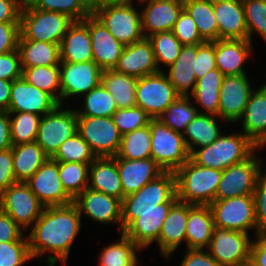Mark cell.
<instances>
[{
    "mask_svg": "<svg viewBox=\"0 0 266 266\" xmlns=\"http://www.w3.org/2000/svg\"><path fill=\"white\" fill-rule=\"evenodd\" d=\"M197 45H183L177 60L167 67L166 75L175 90L184 96H189L195 89L197 78L195 76V59Z\"/></svg>",
    "mask_w": 266,
    "mask_h": 266,
    "instance_id": "obj_32",
    "label": "cell"
},
{
    "mask_svg": "<svg viewBox=\"0 0 266 266\" xmlns=\"http://www.w3.org/2000/svg\"><path fill=\"white\" fill-rule=\"evenodd\" d=\"M254 45L249 40H215L217 68L224 76L247 74L246 61L252 57Z\"/></svg>",
    "mask_w": 266,
    "mask_h": 266,
    "instance_id": "obj_24",
    "label": "cell"
},
{
    "mask_svg": "<svg viewBox=\"0 0 266 266\" xmlns=\"http://www.w3.org/2000/svg\"><path fill=\"white\" fill-rule=\"evenodd\" d=\"M31 260L27 235L17 242L0 243V266H22Z\"/></svg>",
    "mask_w": 266,
    "mask_h": 266,
    "instance_id": "obj_51",
    "label": "cell"
},
{
    "mask_svg": "<svg viewBox=\"0 0 266 266\" xmlns=\"http://www.w3.org/2000/svg\"><path fill=\"white\" fill-rule=\"evenodd\" d=\"M44 208L25 182H16L0 194V209L25 233L29 232Z\"/></svg>",
    "mask_w": 266,
    "mask_h": 266,
    "instance_id": "obj_11",
    "label": "cell"
},
{
    "mask_svg": "<svg viewBox=\"0 0 266 266\" xmlns=\"http://www.w3.org/2000/svg\"><path fill=\"white\" fill-rule=\"evenodd\" d=\"M123 1H126V2H130V3H134V4H136L137 2H138V4L140 3H142V2H145V1H148V0H123ZM135 1V2H134ZM137 1V2H136Z\"/></svg>",
    "mask_w": 266,
    "mask_h": 266,
    "instance_id": "obj_67",
    "label": "cell"
},
{
    "mask_svg": "<svg viewBox=\"0 0 266 266\" xmlns=\"http://www.w3.org/2000/svg\"><path fill=\"white\" fill-rule=\"evenodd\" d=\"M38 0H18L22 9L32 7Z\"/></svg>",
    "mask_w": 266,
    "mask_h": 266,
    "instance_id": "obj_64",
    "label": "cell"
},
{
    "mask_svg": "<svg viewBox=\"0 0 266 266\" xmlns=\"http://www.w3.org/2000/svg\"><path fill=\"white\" fill-rule=\"evenodd\" d=\"M188 219V203L177 200L168 212L163 222L162 230L158 240L160 256L166 259L186 244V226Z\"/></svg>",
    "mask_w": 266,
    "mask_h": 266,
    "instance_id": "obj_26",
    "label": "cell"
},
{
    "mask_svg": "<svg viewBox=\"0 0 266 266\" xmlns=\"http://www.w3.org/2000/svg\"><path fill=\"white\" fill-rule=\"evenodd\" d=\"M13 172L17 182H25L49 158L34 141L12 146Z\"/></svg>",
    "mask_w": 266,
    "mask_h": 266,
    "instance_id": "obj_36",
    "label": "cell"
},
{
    "mask_svg": "<svg viewBox=\"0 0 266 266\" xmlns=\"http://www.w3.org/2000/svg\"><path fill=\"white\" fill-rule=\"evenodd\" d=\"M123 198L139 191L165 171L151 157L142 160L116 158Z\"/></svg>",
    "mask_w": 266,
    "mask_h": 266,
    "instance_id": "obj_25",
    "label": "cell"
},
{
    "mask_svg": "<svg viewBox=\"0 0 266 266\" xmlns=\"http://www.w3.org/2000/svg\"><path fill=\"white\" fill-rule=\"evenodd\" d=\"M257 146L243 133H222L210 145L194 149L190 159L199 166L224 170L248 159Z\"/></svg>",
    "mask_w": 266,
    "mask_h": 266,
    "instance_id": "obj_3",
    "label": "cell"
},
{
    "mask_svg": "<svg viewBox=\"0 0 266 266\" xmlns=\"http://www.w3.org/2000/svg\"><path fill=\"white\" fill-rule=\"evenodd\" d=\"M179 266H220L206 249H186Z\"/></svg>",
    "mask_w": 266,
    "mask_h": 266,
    "instance_id": "obj_59",
    "label": "cell"
},
{
    "mask_svg": "<svg viewBox=\"0 0 266 266\" xmlns=\"http://www.w3.org/2000/svg\"><path fill=\"white\" fill-rule=\"evenodd\" d=\"M77 132L96 157H115L122 135L112 117L77 116Z\"/></svg>",
    "mask_w": 266,
    "mask_h": 266,
    "instance_id": "obj_12",
    "label": "cell"
},
{
    "mask_svg": "<svg viewBox=\"0 0 266 266\" xmlns=\"http://www.w3.org/2000/svg\"><path fill=\"white\" fill-rule=\"evenodd\" d=\"M248 40L253 43V35L261 36L266 43V0H247L243 2Z\"/></svg>",
    "mask_w": 266,
    "mask_h": 266,
    "instance_id": "obj_49",
    "label": "cell"
},
{
    "mask_svg": "<svg viewBox=\"0 0 266 266\" xmlns=\"http://www.w3.org/2000/svg\"><path fill=\"white\" fill-rule=\"evenodd\" d=\"M184 9L194 20L201 37L208 42L219 40L213 0H183Z\"/></svg>",
    "mask_w": 266,
    "mask_h": 266,
    "instance_id": "obj_39",
    "label": "cell"
},
{
    "mask_svg": "<svg viewBox=\"0 0 266 266\" xmlns=\"http://www.w3.org/2000/svg\"><path fill=\"white\" fill-rule=\"evenodd\" d=\"M258 236L266 243V230L259 232Z\"/></svg>",
    "mask_w": 266,
    "mask_h": 266,
    "instance_id": "obj_65",
    "label": "cell"
},
{
    "mask_svg": "<svg viewBox=\"0 0 266 266\" xmlns=\"http://www.w3.org/2000/svg\"><path fill=\"white\" fill-rule=\"evenodd\" d=\"M22 77L19 50L0 55V79L13 81Z\"/></svg>",
    "mask_w": 266,
    "mask_h": 266,
    "instance_id": "obj_55",
    "label": "cell"
},
{
    "mask_svg": "<svg viewBox=\"0 0 266 266\" xmlns=\"http://www.w3.org/2000/svg\"><path fill=\"white\" fill-rule=\"evenodd\" d=\"M214 227L213 214L209 205H192L188 203L187 249H207Z\"/></svg>",
    "mask_w": 266,
    "mask_h": 266,
    "instance_id": "obj_31",
    "label": "cell"
},
{
    "mask_svg": "<svg viewBox=\"0 0 266 266\" xmlns=\"http://www.w3.org/2000/svg\"><path fill=\"white\" fill-rule=\"evenodd\" d=\"M25 183L45 206H64L73 203L59 178V162L48 158Z\"/></svg>",
    "mask_w": 266,
    "mask_h": 266,
    "instance_id": "obj_17",
    "label": "cell"
},
{
    "mask_svg": "<svg viewBox=\"0 0 266 266\" xmlns=\"http://www.w3.org/2000/svg\"><path fill=\"white\" fill-rule=\"evenodd\" d=\"M60 61L79 63L93 61L89 16L83 21H74L59 44Z\"/></svg>",
    "mask_w": 266,
    "mask_h": 266,
    "instance_id": "obj_27",
    "label": "cell"
},
{
    "mask_svg": "<svg viewBox=\"0 0 266 266\" xmlns=\"http://www.w3.org/2000/svg\"><path fill=\"white\" fill-rule=\"evenodd\" d=\"M138 3L123 0H95L92 15L123 45H131L145 38ZM139 9V10H138Z\"/></svg>",
    "mask_w": 266,
    "mask_h": 266,
    "instance_id": "obj_2",
    "label": "cell"
},
{
    "mask_svg": "<svg viewBox=\"0 0 266 266\" xmlns=\"http://www.w3.org/2000/svg\"><path fill=\"white\" fill-rule=\"evenodd\" d=\"M253 197L255 201L257 228L261 232L266 230V168H263L258 175Z\"/></svg>",
    "mask_w": 266,
    "mask_h": 266,
    "instance_id": "obj_54",
    "label": "cell"
},
{
    "mask_svg": "<svg viewBox=\"0 0 266 266\" xmlns=\"http://www.w3.org/2000/svg\"><path fill=\"white\" fill-rule=\"evenodd\" d=\"M241 122L243 133L258 146L266 138V83L254 89L244 109Z\"/></svg>",
    "mask_w": 266,
    "mask_h": 266,
    "instance_id": "obj_29",
    "label": "cell"
},
{
    "mask_svg": "<svg viewBox=\"0 0 266 266\" xmlns=\"http://www.w3.org/2000/svg\"><path fill=\"white\" fill-rule=\"evenodd\" d=\"M88 188L123 200L116 157H97L90 164Z\"/></svg>",
    "mask_w": 266,
    "mask_h": 266,
    "instance_id": "obj_30",
    "label": "cell"
},
{
    "mask_svg": "<svg viewBox=\"0 0 266 266\" xmlns=\"http://www.w3.org/2000/svg\"><path fill=\"white\" fill-rule=\"evenodd\" d=\"M14 220L0 209V243L20 241L26 233Z\"/></svg>",
    "mask_w": 266,
    "mask_h": 266,
    "instance_id": "obj_57",
    "label": "cell"
},
{
    "mask_svg": "<svg viewBox=\"0 0 266 266\" xmlns=\"http://www.w3.org/2000/svg\"><path fill=\"white\" fill-rule=\"evenodd\" d=\"M219 39L248 40L243 2L241 0H213Z\"/></svg>",
    "mask_w": 266,
    "mask_h": 266,
    "instance_id": "obj_28",
    "label": "cell"
},
{
    "mask_svg": "<svg viewBox=\"0 0 266 266\" xmlns=\"http://www.w3.org/2000/svg\"><path fill=\"white\" fill-rule=\"evenodd\" d=\"M215 41L197 45V57L195 59V76L197 79L206 73L216 69Z\"/></svg>",
    "mask_w": 266,
    "mask_h": 266,
    "instance_id": "obj_53",
    "label": "cell"
},
{
    "mask_svg": "<svg viewBox=\"0 0 266 266\" xmlns=\"http://www.w3.org/2000/svg\"><path fill=\"white\" fill-rule=\"evenodd\" d=\"M256 151L246 160L222 170L215 200L253 195L263 159Z\"/></svg>",
    "mask_w": 266,
    "mask_h": 266,
    "instance_id": "obj_10",
    "label": "cell"
},
{
    "mask_svg": "<svg viewBox=\"0 0 266 266\" xmlns=\"http://www.w3.org/2000/svg\"><path fill=\"white\" fill-rule=\"evenodd\" d=\"M9 117L13 145L31 143L36 140L40 115L29 112H9Z\"/></svg>",
    "mask_w": 266,
    "mask_h": 266,
    "instance_id": "obj_46",
    "label": "cell"
},
{
    "mask_svg": "<svg viewBox=\"0 0 266 266\" xmlns=\"http://www.w3.org/2000/svg\"><path fill=\"white\" fill-rule=\"evenodd\" d=\"M223 77L221 71L216 68L197 79L195 89L189 96L194 105L200 106L198 113L219 116V92Z\"/></svg>",
    "mask_w": 266,
    "mask_h": 266,
    "instance_id": "obj_34",
    "label": "cell"
},
{
    "mask_svg": "<svg viewBox=\"0 0 266 266\" xmlns=\"http://www.w3.org/2000/svg\"><path fill=\"white\" fill-rule=\"evenodd\" d=\"M89 166L77 162H59L61 184L73 200L88 187Z\"/></svg>",
    "mask_w": 266,
    "mask_h": 266,
    "instance_id": "obj_45",
    "label": "cell"
},
{
    "mask_svg": "<svg viewBox=\"0 0 266 266\" xmlns=\"http://www.w3.org/2000/svg\"><path fill=\"white\" fill-rule=\"evenodd\" d=\"M22 77L31 85L50 94L61 105L60 67H22Z\"/></svg>",
    "mask_w": 266,
    "mask_h": 266,
    "instance_id": "obj_41",
    "label": "cell"
},
{
    "mask_svg": "<svg viewBox=\"0 0 266 266\" xmlns=\"http://www.w3.org/2000/svg\"><path fill=\"white\" fill-rule=\"evenodd\" d=\"M148 125L151 130V158L164 171L175 172L190 159L183 134L167 127L159 119H150Z\"/></svg>",
    "mask_w": 266,
    "mask_h": 266,
    "instance_id": "obj_7",
    "label": "cell"
},
{
    "mask_svg": "<svg viewBox=\"0 0 266 266\" xmlns=\"http://www.w3.org/2000/svg\"><path fill=\"white\" fill-rule=\"evenodd\" d=\"M138 79L114 69L103 70L101 83L113 96L119 108L136 106V84Z\"/></svg>",
    "mask_w": 266,
    "mask_h": 266,
    "instance_id": "obj_37",
    "label": "cell"
},
{
    "mask_svg": "<svg viewBox=\"0 0 266 266\" xmlns=\"http://www.w3.org/2000/svg\"><path fill=\"white\" fill-rule=\"evenodd\" d=\"M18 50L21 57V67L60 65L59 44L26 40L20 35Z\"/></svg>",
    "mask_w": 266,
    "mask_h": 266,
    "instance_id": "obj_35",
    "label": "cell"
},
{
    "mask_svg": "<svg viewBox=\"0 0 266 266\" xmlns=\"http://www.w3.org/2000/svg\"><path fill=\"white\" fill-rule=\"evenodd\" d=\"M246 74L224 76L219 92V117L224 123H238L254 90Z\"/></svg>",
    "mask_w": 266,
    "mask_h": 266,
    "instance_id": "obj_18",
    "label": "cell"
},
{
    "mask_svg": "<svg viewBox=\"0 0 266 266\" xmlns=\"http://www.w3.org/2000/svg\"><path fill=\"white\" fill-rule=\"evenodd\" d=\"M180 96L163 71L138 78L136 106L151 119L158 117Z\"/></svg>",
    "mask_w": 266,
    "mask_h": 266,
    "instance_id": "obj_13",
    "label": "cell"
},
{
    "mask_svg": "<svg viewBox=\"0 0 266 266\" xmlns=\"http://www.w3.org/2000/svg\"><path fill=\"white\" fill-rule=\"evenodd\" d=\"M93 61L102 69H114L121 57L123 45L92 14L89 15Z\"/></svg>",
    "mask_w": 266,
    "mask_h": 266,
    "instance_id": "obj_23",
    "label": "cell"
},
{
    "mask_svg": "<svg viewBox=\"0 0 266 266\" xmlns=\"http://www.w3.org/2000/svg\"><path fill=\"white\" fill-rule=\"evenodd\" d=\"M112 118L122 136L147 126L151 119L149 115L138 106L119 108L113 113Z\"/></svg>",
    "mask_w": 266,
    "mask_h": 266,
    "instance_id": "obj_50",
    "label": "cell"
},
{
    "mask_svg": "<svg viewBox=\"0 0 266 266\" xmlns=\"http://www.w3.org/2000/svg\"><path fill=\"white\" fill-rule=\"evenodd\" d=\"M250 246L249 266H266V243L255 236Z\"/></svg>",
    "mask_w": 266,
    "mask_h": 266,
    "instance_id": "obj_61",
    "label": "cell"
},
{
    "mask_svg": "<svg viewBox=\"0 0 266 266\" xmlns=\"http://www.w3.org/2000/svg\"><path fill=\"white\" fill-rule=\"evenodd\" d=\"M21 10L18 0H0V23L20 22Z\"/></svg>",
    "mask_w": 266,
    "mask_h": 266,
    "instance_id": "obj_60",
    "label": "cell"
},
{
    "mask_svg": "<svg viewBox=\"0 0 266 266\" xmlns=\"http://www.w3.org/2000/svg\"><path fill=\"white\" fill-rule=\"evenodd\" d=\"M219 119V116L198 113L186 126L183 138L189 153L210 145L223 133L218 124Z\"/></svg>",
    "mask_w": 266,
    "mask_h": 266,
    "instance_id": "obj_33",
    "label": "cell"
},
{
    "mask_svg": "<svg viewBox=\"0 0 266 266\" xmlns=\"http://www.w3.org/2000/svg\"><path fill=\"white\" fill-rule=\"evenodd\" d=\"M141 5V23L145 38L158 32L172 31L184 9L183 0H148Z\"/></svg>",
    "mask_w": 266,
    "mask_h": 266,
    "instance_id": "obj_20",
    "label": "cell"
},
{
    "mask_svg": "<svg viewBox=\"0 0 266 266\" xmlns=\"http://www.w3.org/2000/svg\"><path fill=\"white\" fill-rule=\"evenodd\" d=\"M9 112L0 110V151L12 148Z\"/></svg>",
    "mask_w": 266,
    "mask_h": 266,
    "instance_id": "obj_62",
    "label": "cell"
},
{
    "mask_svg": "<svg viewBox=\"0 0 266 266\" xmlns=\"http://www.w3.org/2000/svg\"><path fill=\"white\" fill-rule=\"evenodd\" d=\"M58 105L50 94L29 84L23 77L13 80L8 112H29L43 116Z\"/></svg>",
    "mask_w": 266,
    "mask_h": 266,
    "instance_id": "obj_21",
    "label": "cell"
},
{
    "mask_svg": "<svg viewBox=\"0 0 266 266\" xmlns=\"http://www.w3.org/2000/svg\"><path fill=\"white\" fill-rule=\"evenodd\" d=\"M13 81L0 79V110L8 111Z\"/></svg>",
    "mask_w": 266,
    "mask_h": 266,
    "instance_id": "obj_63",
    "label": "cell"
},
{
    "mask_svg": "<svg viewBox=\"0 0 266 266\" xmlns=\"http://www.w3.org/2000/svg\"><path fill=\"white\" fill-rule=\"evenodd\" d=\"M73 23L65 14L28 7L21 10L20 35L26 40L60 44Z\"/></svg>",
    "mask_w": 266,
    "mask_h": 266,
    "instance_id": "obj_6",
    "label": "cell"
},
{
    "mask_svg": "<svg viewBox=\"0 0 266 266\" xmlns=\"http://www.w3.org/2000/svg\"><path fill=\"white\" fill-rule=\"evenodd\" d=\"M93 0H38L32 8L53 11L83 21L92 14Z\"/></svg>",
    "mask_w": 266,
    "mask_h": 266,
    "instance_id": "obj_48",
    "label": "cell"
},
{
    "mask_svg": "<svg viewBox=\"0 0 266 266\" xmlns=\"http://www.w3.org/2000/svg\"><path fill=\"white\" fill-rule=\"evenodd\" d=\"M250 234L215 226L206 249L220 266H249Z\"/></svg>",
    "mask_w": 266,
    "mask_h": 266,
    "instance_id": "obj_14",
    "label": "cell"
},
{
    "mask_svg": "<svg viewBox=\"0 0 266 266\" xmlns=\"http://www.w3.org/2000/svg\"><path fill=\"white\" fill-rule=\"evenodd\" d=\"M16 182L13 172L12 148L0 151V194Z\"/></svg>",
    "mask_w": 266,
    "mask_h": 266,
    "instance_id": "obj_58",
    "label": "cell"
},
{
    "mask_svg": "<svg viewBox=\"0 0 266 266\" xmlns=\"http://www.w3.org/2000/svg\"><path fill=\"white\" fill-rule=\"evenodd\" d=\"M168 212H122V233L143 252L151 244L158 243Z\"/></svg>",
    "mask_w": 266,
    "mask_h": 266,
    "instance_id": "obj_19",
    "label": "cell"
},
{
    "mask_svg": "<svg viewBox=\"0 0 266 266\" xmlns=\"http://www.w3.org/2000/svg\"><path fill=\"white\" fill-rule=\"evenodd\" d=\"M98 256V266H139L141 249L123 233L118 241L103 246Z\"/></svg>",
    "mask_w": 266,
    "mask_h": 266,
    "instance_id": "obj_38",
    "label": "cell"
},
{
    "mask_svg": "<svg viewBox=\"0 0 266 266\" xmlns=\"http://www.w3.org/2000/svg\"><path fill=\"white\" fill-rule=\"evenodd\" d=\"M96 158L90 146L78 132L66 139L52 157L57 162H77L82 164H91Z\"/></svg>",
    "mask_w": 266,
    "mask_h": 266,
    "instance_id": "obj_47",
    "label": "cell"
},
{
    "mask_svg": "<svg viewBox=\"0 0 266 266\" xmlns=\"http://www.w3.org/2000/svg\"><path fill=\"white\" fill-rule=\"evenodd\" d=\"M80 108L75 107L77 116L112 117L118 109L116 101L108 90L100 83L81 97Z\"/></svg>",
    "mask_w": 266,
    "mask_h": 266,
    "instance_id": "obj_40",
    "label": "cell"
},
{
    "mask_svg": "<svg viewBox=\"0 0 266 266\" xmlns=\"http://www.w3.org/2000/svg\"><path fill=\"white\" fill-rule=\"evenodd\" d=\"M176 176L165 171L139 191L122 200V212L169 211L177 201Z\"/></svg>",
    "mask_w": 266,
    "mask_h": 266,
    "instance_id": "obj_5",
    "label": "cell"
},
{
    "mask_svg": "<svg viewBox=\"0 0 266 266\" xmlns=\"http://www.w3.org/2000/svg\"><path fill=\"white\" fill-rule=\"evenodd\" d=\"M174 173L179 201L192 205H210L215 200L222 170L202 167L189 159Z\"/></svg>",
    "mask_w": 266,
    "mask_h": 266,
    "instance_id": "obj_4",
    "label": "cell"
},
{
    "mask_svg": "<svg viewBox=\"0 0 266 266\" xmlns=\"http://www.w3.org/2000/svg\"><path fill=\"white\" fill-rule=\"evenodd\" d=\"M65 107V108H64ZM77 133V113L66 105H58L41 116L35 142L52 158L60 145Z\"/></svg>",
    "mask_w": 266,
    "mask_h": 266,
    "instance_id": "obj_8",
    "label": "cell"
},
{
    "mask_svg": "<svg viewBox=\"0 0 266 266\" xmlns=\"http://www.w3.org/2000/svg\"><path fill=\"white\" fill-rule=\"evenodd\" d=\"M147 38L152 44L158 70L165 71L177 60L183 45L172 31L158 32Z\"/></svg>",
    "mask_w": 266,
    "mask_h": 266,
    "instance_id": "obj_44",
    "label": "cell"
},
{
    "mask_svg": "<svg viewBox=\"0 0 266 266\" xmlns=\"http://www.w3.org/2000/svg\"><path fill=\"white\" fill-rule=\"evenodd\" d=\"M151 130L149 125L122 136L116 158L142 160L151 157Z\"/></svg>",
    "mask_w": 266,
    "mask_h": 266,
    "instance_id": "obj_42",
    "label": "cell"
},
{
    "mask_svg": "<svg viewBox=\"0 0 266 266\" xmlns=\"http://www.w3.org/2000/svg\"><path fill=\"white\" fill-rule=\"evenodd\" d=\"M172 32L182 45H201L206 42L199 34L194 20L185 9L180 13Z\"/></svg>",
    "mask_w": 266,
    "mask_h": 266,
    "instance_id": "obj_52",
    "label": "cell"
},
{
    "mask_svg": "<svg viewBox=\"0 0 266 266\" xmlns=\"http://www.w3.org/2000/svg\"><path fill=\"white\" fill-rule=\"evenodd\" d=\"M266 147V138L257 146V149L261 151V149H264Z\"/></svg>",
    "mask_w": 266,
    "mask_h": 266,
    "instance_id": "obj_66",
    "label": "cell"
},
{
    "mask_svg": "<svg viewBox=\"0 0 266 266\" xmlns=\"http://www.w3.org/2000/svg\"><path fill=\"white\" fill-rule=\"evenodd\" d=\"M198 109L190 96L180 95L158 119L167 127L183 134L186 126L198 114Z\"/></svg>",
    "mask_w": 266,
    "mask_h": 266,
    "instance_id": "obj_43",
    "label": "cell"
},
{
    "mask_svg": "<svg viewBox=\"0 0 266 266\" xmlns=\"http://www.w3.org/2000/svg\"><path fill=\"white\" fill-rule=\"evenodd\" d=\"M81 219L74 203L45 207L27 235L33 260H45L48 266H56L58 261L67 265L73 242L83 226Z\"/></svg>",
    "mask_w": 266,
    "mask_h": 266,
    "instance_id": "obj_1",
    "label": "cell"
},
{
    "mask_svg": "<svg viewBox=\"0 0 266 266\" xmlns=\"http://www.w3.org/2000/svg\"><path fill=\"white\" fill-rule=\"evenodd\" d=\"M209 206L215 226L247 234L254 230L255 236H258L253 195L214 200Z\"/></svg>",
    "mask_w": 266,
    "mask_h": 266,
    "instance_id": "obj_9",
    "label": "cell"
},
{
    "mask_svg": "<svg viewBox=\"0 0 266 266\" xmlns=\"http://www.w3.org/2000/svg\"><path fill=\"white\" fill-rule=\"evenodd\" d=\"M20 22L0 23V55L18 50Z\"/></svg>",
    "mask_w": 266,
    "mask_h": 266,
    "instance_id": "obj_56",
    "label": "cell"
},
{
    "mask_svg": "<svg viewBox=\"0 0 266 266\" xmlns=\"http://www.w3.org/2000/svg\"><path fill=\"white\" fill-rule=\"evenodd\" d=\"M73 203L81 217L85 216L103 225L119 224L117 229L122 233V200L87 187Z\"/></svg>",
    "mask_w": 266,
    "mask_h": 266,
    "instance_id": "obj_16",
    "label": "cell"
},
{
    "mask_svg": "<svg viewBox=\"0 0 266 266\" xmlns=\"http://www.w3.org/2000/svg\"><path fill=\"white\" fill-rule=\"evenodd\" d=\"M114 70L137 79L158 73L159 70L149 39L144 38L141 41L124 46Z\"/></svg>",
    "mask_w": 266,
    "mask_h": 266,
    "instance_id": "obj_22",
    "label": "cell"
},
{
    "mask_svg": "<svg viewBox=\"0 0 266 266\" xmlns=\"http://www.w3.org/2000/svg\"><path fill=\"white\" fill-rule=\"evenodd\" d=\"M61 105L67 99L82 97L101 83L102 69L94 62L60 61ZM67 100V101H66Z\"/></svg>",
    "mask_w": 266,
    "mask_h": 266,
    "instance_id": "obj_15",
    "label": "cell"
}]
</instances>
